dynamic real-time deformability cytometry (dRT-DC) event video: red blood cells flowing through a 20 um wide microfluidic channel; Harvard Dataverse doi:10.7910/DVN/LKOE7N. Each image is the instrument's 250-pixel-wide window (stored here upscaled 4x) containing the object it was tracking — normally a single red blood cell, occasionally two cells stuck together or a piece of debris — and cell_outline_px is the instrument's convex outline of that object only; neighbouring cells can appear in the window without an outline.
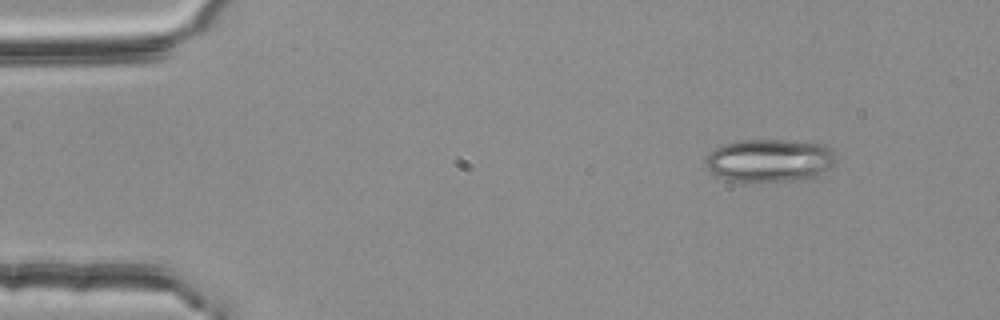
{"species": "common noctule bat (a hibernating species)", "species_latin": "Nyctalus noctula", "temperature_condition": "room temperature", "stored_images_in_passage": 54, "camera_frame_rate_fps": 3000, "um_per_image_px": 0.085, "animal": {"sex": "female", "body_mass_g": 25.1}, "frame": {"image": 1, "passage_image": 6, "time_ms": 1.667, "image_size_px": [1000, 320], "cell_outline_px": [[840, 160], [836, 164], [812, 180], [732, 180], [716, 176], [708, 172], [704, 164], [704, 160], [716, 148], [724, 144], [740, 140], [788, 140], [824, 144]], "centroid_in_image_um": [65.47, 13.63], "position_along_channel_um": 19.5, "area_um2": 32.77}}
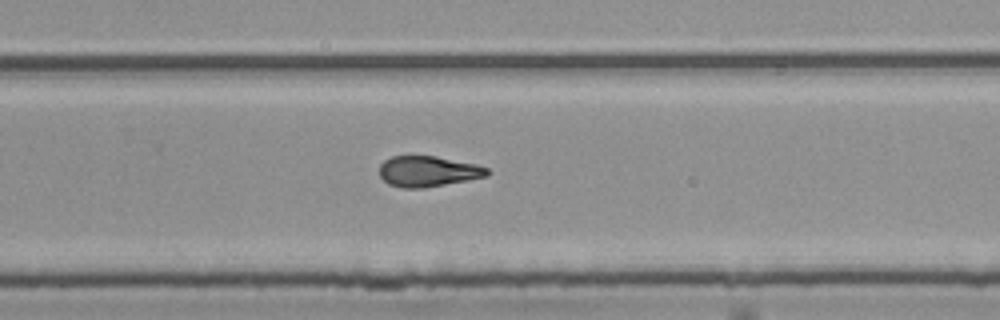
{"frame": {"image": 2, "passage_image": 35, "time_ms": 11.333, "image_size_px": [1000, 320], "cell_outline_px": [[492, 172], [488, 176], [468, 180], [424, 188], [404, 188], [388, 184], [380, 176], [380, 164], [384, 160], [392, 156], [436, 156], [476, 164], [488, 168]], "centroid_in_image_um": [36.41, 14.56], "position_along_channel_um": 293.4, "area_um2": 19.36}}
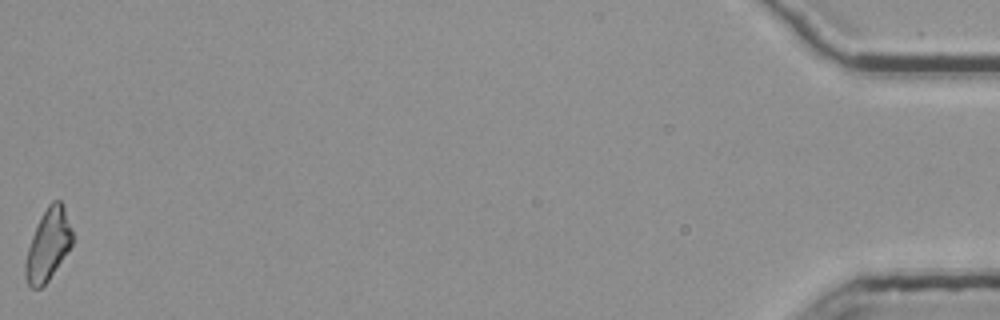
{"frame": {"image": 3, "passage_image": 54, "time_ms": 17.667, "image_size_px": [1000, 320], "cell_outline_px": [[76, 236], [72, 244], [48, 280], [40, 288], [32, 288], [28, 284], [24, 276], [24, 264], [28, 248], [32, 236], [48, 204], [52, 200], [60, 200], [64, 204]], "centroid_in_image_um": [4.12, 20.77], "position_along_channel_um": 431.1, "area_um2": 19.65}, "authors_computed_cell_mechanics": {"area_um2": 19.941, "velocity_mm_per_s": 3.7855, "shape_relaxation_time_tau1_ms": 5.6906, "shape_relaxation_time_tau2_ms": 4.983, "deformation_change_tau1": 0.1998, "deformation_change_tau2": 0.145}}